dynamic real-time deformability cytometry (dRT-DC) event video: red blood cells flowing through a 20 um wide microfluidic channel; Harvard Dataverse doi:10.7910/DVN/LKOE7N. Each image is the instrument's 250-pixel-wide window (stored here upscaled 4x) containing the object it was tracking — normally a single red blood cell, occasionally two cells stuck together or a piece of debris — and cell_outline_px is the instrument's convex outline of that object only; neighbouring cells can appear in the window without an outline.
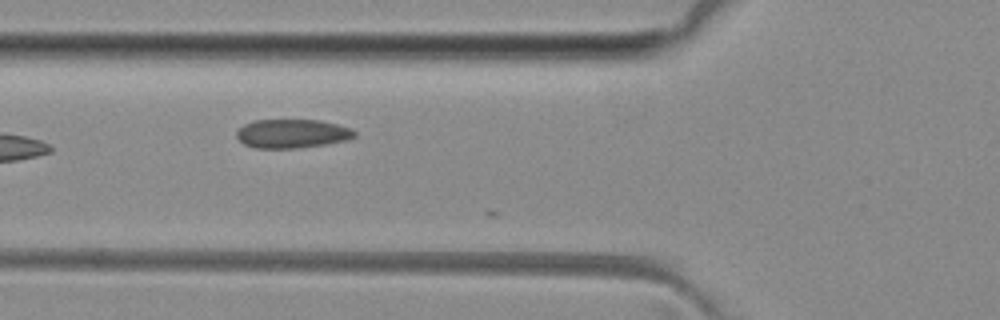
{"species": "common noctule bat (a hibernating species)", "species_latin": "Nyctalus noctula", "temperature_condition": "room temperature", "stored_images_in_passage": 6, "camera_frame_rate_fps": 3000, "um_per_image_px": 0.085, "animal": {"sex": "female", "body_mass_g": 29.2, "forearm_length_mm": 56.3}, "frame": {"image": 1, "passage_image": 4, "time_ms": 3.333, "image_size_px": [1000, 320], "cell_outline_px": [[356, 136], [348, 140], [324, 144], [296, 148], [256, 148], [244, 144], [236, 136], [236, 132], [244, 124], [252, 120], [320, 120], [352, 128], [356, 132]], "centroid_in_image_um": [24.84, 11.35], "position_along_channel_um": 101.0, "area_um2": 19.83}}
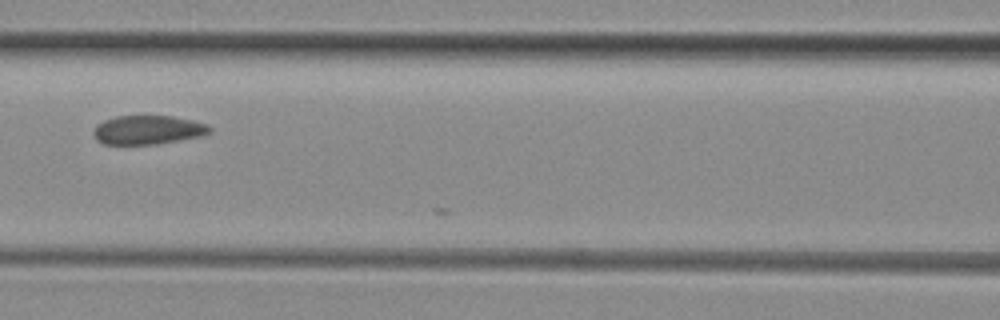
{"frame": {"image": 2, "passage_image": 5, "time_ms": 4.667, "image_size_px": [1000, 320], "cell_outline_px": [[212, 132], [200, 136], [156, 144], [104, 144], [96, 140], [92, 132], [96, 124], [104, 120], [116, 116], [172, 116], [192, 120], [208, 124], [212, 128]], "centroid_in_image_um": [12.56, 11.04], "position_along_channel_um": 154.0, "area_um2": 19.65}}